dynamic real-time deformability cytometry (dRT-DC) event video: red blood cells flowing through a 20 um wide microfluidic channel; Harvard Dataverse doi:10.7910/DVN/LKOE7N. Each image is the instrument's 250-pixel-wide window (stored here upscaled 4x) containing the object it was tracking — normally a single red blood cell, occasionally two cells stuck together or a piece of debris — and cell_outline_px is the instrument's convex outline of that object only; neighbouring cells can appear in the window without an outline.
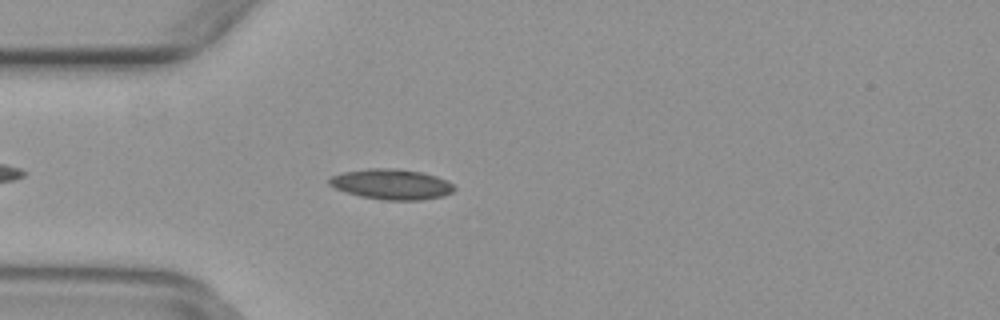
{"species": "common noctule bat (a hibernating species)", "species_latin": "Nyctalus noctula", "temperature_condition": "warm", "stored_images_in_passage": 43, "camera_frame_rate_fps": 3000, "um_per_image_px": 0.085, "animal": {"sex": "female", "body_mass_g": 29.2, "forearm_length_mm": 56.3}, "frame": {"image": 1, "passage_image": 7, "time_ms": 2.0, "image_size_px": [1000, 320], "cell_outline_px": [[456, 188], [452, 192], [444, 196], [420, 200], [384, 200], [360, 196], [344, 192], [328, 184], [328, 180], [332, 176], [344, 172], [372, 168], [388, 168], [420, 172], [436, 176], [452, 184]], "centroid_in_image_um": [33.26, 15.67], "position_along_channel_um": 51.7, "area_um2": 21.91}}
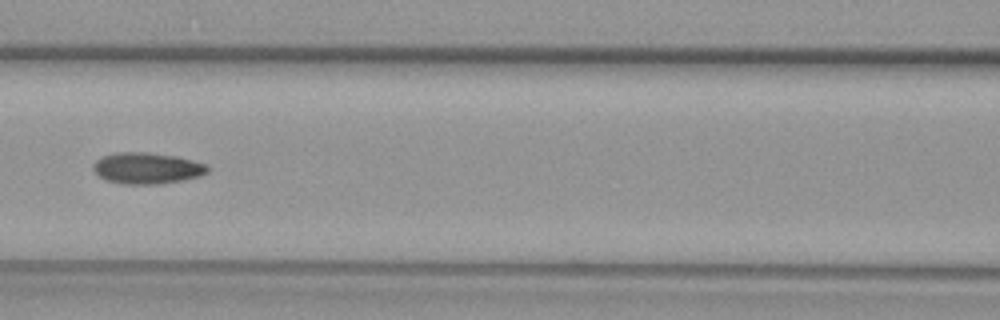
{"frame": {"image": 2, "passage_image": 15, "time_ms": 4.667, "image_size_px": [1000, 320], "cell_outline_px": [[208, 172], [200, 176], [184, 180], [160, 184], [120, 184], [104, 180], [92, 168], [92, 164], [96, 160], [104, 156], [116, 152], [148, 152], [176, 156], [208, 164]], "centroid_in_image_um": [12.5, 14.3], "position_along_channel_um": 154.1, "area_um2": 21.04}}
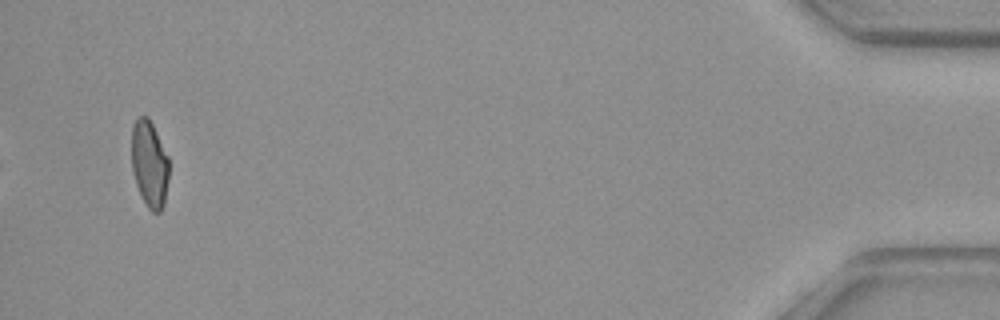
{"frame": {"image": 3, "passage_image": 41, "time_ms": 13.333, "image_size_px": [1000, 320], "cell_outline_px": [[168, 180], [164, 204], [160, 212], [152, 212], [148, 208], [136, 184], [132, 172], [132, 124], [136, 116], [148, 116], [168, 156]], "centroid_in_image_um": [12.69, 13.91], "position_along_channel_um": 422.5, "area_um2": 18.84}}